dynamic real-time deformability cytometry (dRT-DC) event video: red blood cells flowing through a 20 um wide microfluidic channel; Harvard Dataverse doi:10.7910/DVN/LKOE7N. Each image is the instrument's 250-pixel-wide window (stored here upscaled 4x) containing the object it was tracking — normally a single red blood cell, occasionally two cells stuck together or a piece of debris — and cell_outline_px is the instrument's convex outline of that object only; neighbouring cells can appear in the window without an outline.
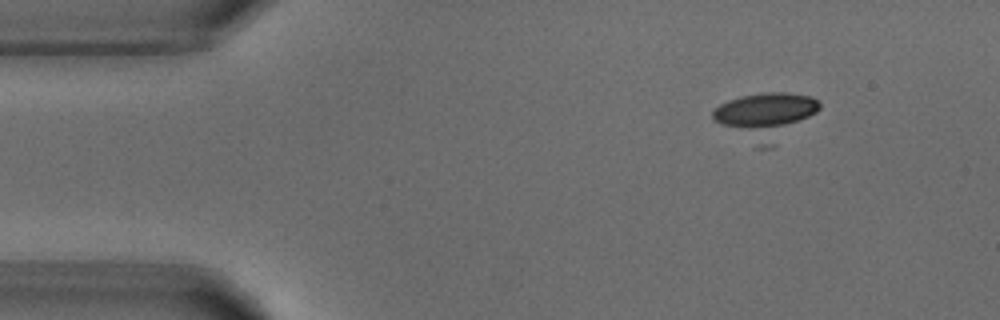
{"species": "common noctule bat (a hibernating species)", "species_latin": "Nyctalus noctula", "temperature_condition": "warm", "stored_images_in_passage": 2, "camera_frame_rate_fps": 3000, "um_per_image_px": 0.085, "animal": {"sex": "male", "body_mass_g": 18.8}, "frame": {"image": 1, "passage_image": 1, "time_ms": 0.0, "image_size_px": [1000, 320], "cell_outline_px": [[820, 108], [816, 112], [808, 116], [776, 128], [748, 128], [720, 124], [712, 120], [712, 112], [720, 104], [728, 100], [740, 96], [764, 92], [788, 92], [812, 96], [820, 100]], "centroid_in_image_um": [65.06, 9.33], "position_along_channel_um": 19.9, "area_um2": 21.56}}